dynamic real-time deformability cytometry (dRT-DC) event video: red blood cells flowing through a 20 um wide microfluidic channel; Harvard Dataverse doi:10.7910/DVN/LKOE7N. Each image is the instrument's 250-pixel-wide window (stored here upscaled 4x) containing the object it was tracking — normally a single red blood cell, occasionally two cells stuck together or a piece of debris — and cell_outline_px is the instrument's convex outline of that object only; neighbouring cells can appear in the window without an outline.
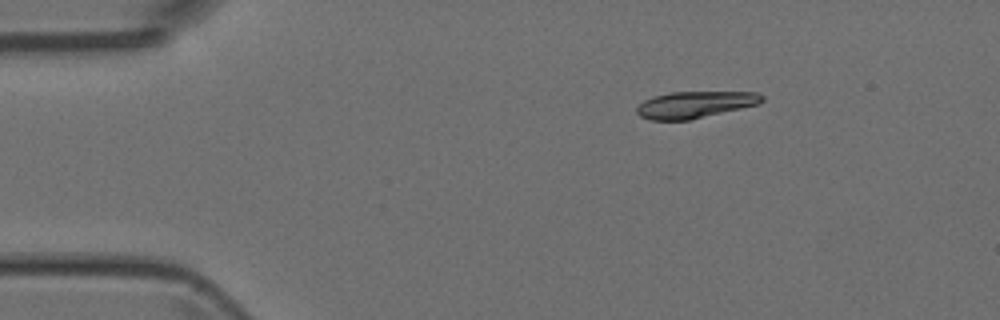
{"species": "Egyptian fruit bat (a non-hibernating species)", "species_latin": "Rousettus aegyptiacus", "temperature_condition": "room temperature", "stored_images_in_passage": 2, "camera_frame_rate_fps": 3000, "um_per_image_px": 0.085, "animal": {"sex": "female"}, "frame": {"image": 1, "passage_image": 2, "time_ms": 2.0, "image_size_px": [1000, 320], "cell_outline_px": [[764, 100], [760, 104], [688, 120], [648, 120], [640, 116], [636, 112], [636, 108], [644, 100], [652, 96], [672, 92], [756, 92], [764, 96]], "centroid_in_image_um": [59.06, 8.89], "position_along_channel_um": 25.9, "area_um2": 19.48}}